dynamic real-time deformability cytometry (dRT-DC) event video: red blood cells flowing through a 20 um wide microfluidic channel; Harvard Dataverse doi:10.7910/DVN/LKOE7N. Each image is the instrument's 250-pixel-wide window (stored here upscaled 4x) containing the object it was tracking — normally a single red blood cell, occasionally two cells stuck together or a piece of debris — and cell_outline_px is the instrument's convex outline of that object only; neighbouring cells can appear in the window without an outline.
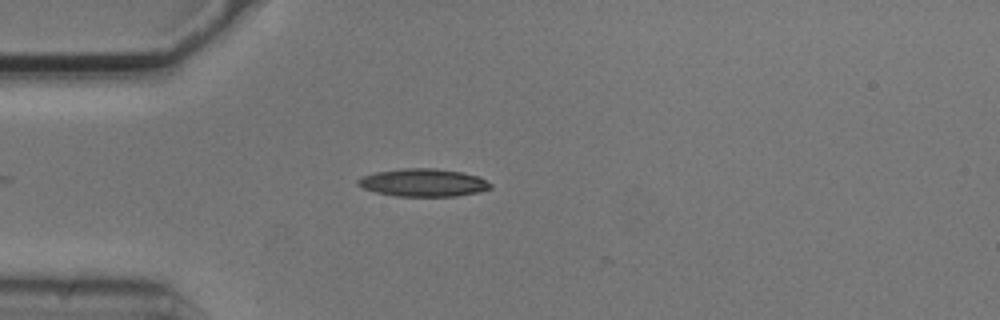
{"species": "common noctule bat (a hibernating species)", "species_latin": "Nyctalus noctula", "temperature_condition": "cold", "stored_images_in_passage": 2, "camera_frame_rate_fps": 3000, "um_per_image_px": 0.085, "animal": {"sex": "male", "body_mass_g": 20.5, "forearm_length_mm": 52.5}, "frame": {"image": 1, "passage_image": 1, "time_ms": 0.0, "image_size_px": [1000, 320], "cell_outline_px": [[492, 188], [476, 192], [456, 196], [396, 196], [376, 192], [364, 188], [356, 184], [356, 180], [364, 176], [376, 172], [404, 168], [436, 168], [464, 172], [480, 176], [492, 184]], "centroid_in_image_um": [36.01, 15.51], "position_along_channel_um": 49.0, "area_um2": 21.5}}